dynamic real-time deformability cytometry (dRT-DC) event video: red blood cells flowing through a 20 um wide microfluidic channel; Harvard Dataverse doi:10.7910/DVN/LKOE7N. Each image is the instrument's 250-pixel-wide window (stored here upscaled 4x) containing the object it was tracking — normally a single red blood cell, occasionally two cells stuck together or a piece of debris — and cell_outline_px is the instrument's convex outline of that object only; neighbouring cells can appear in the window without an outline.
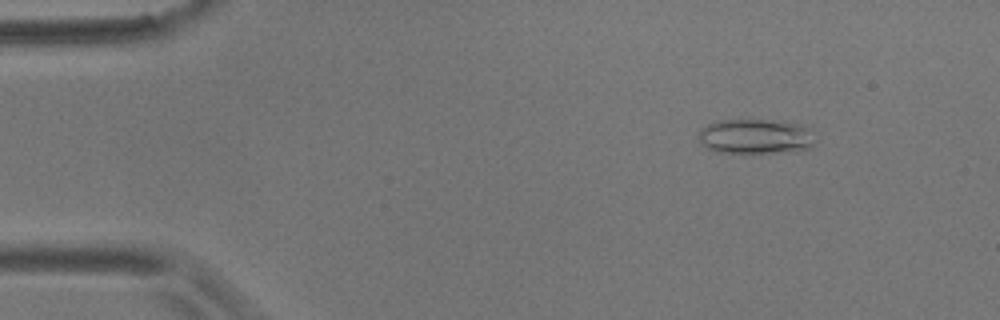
{"species": "common noctule bat (a hibernating species)", "species_latin": "Nyctalus noctula", "temperature_condition": "room temperature", "stored_images_in_passage": 55, "camera_frame_rate_fps": 3000, "um_per_image_px": 0.085, "animal": {"sex": "male", "body_mass_g": 17.9}, "frame": {"image": 1, "passage_image": 7, "time_ms": 2.0, "image_size_px": [1000, 320], "cell_outline_px": [[812, 148], [796, 152], [712, 152], [700, 140], [700, 128], [716, 120], [792, 120], [804, 124], [812, 128]], "centroid_in_image_um": [64.31, 11.57], "position_along_channel_um": 20.7, "area_um2": 24.16}}
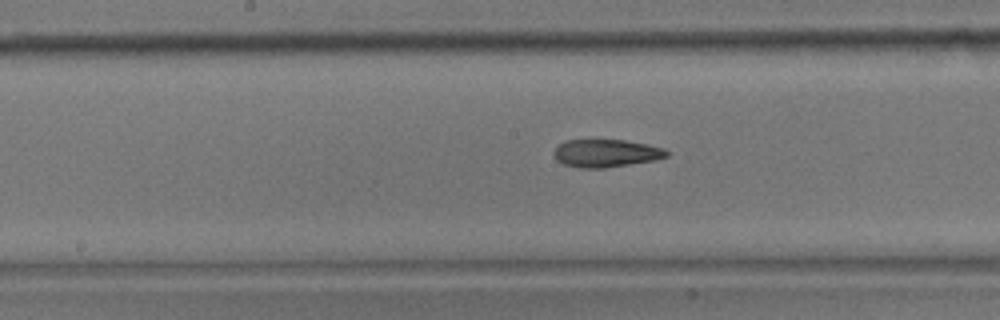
{"frame": {"image": 2, "passage_image": 28, "time_ms": 9.0, "image_size_px": [1000, 320], "cell_outline_px": [[668, 156], [656, 160], [604, 168], [580, 168], [564, 164], [556, 160], [552, 152], [564, 140], [624, 140], [664, 148], [668, 152]], "centroid_in_image_um": [51.49, 13.03], "position_along_channel_um": 196.7, "area_um2": 18.21}}
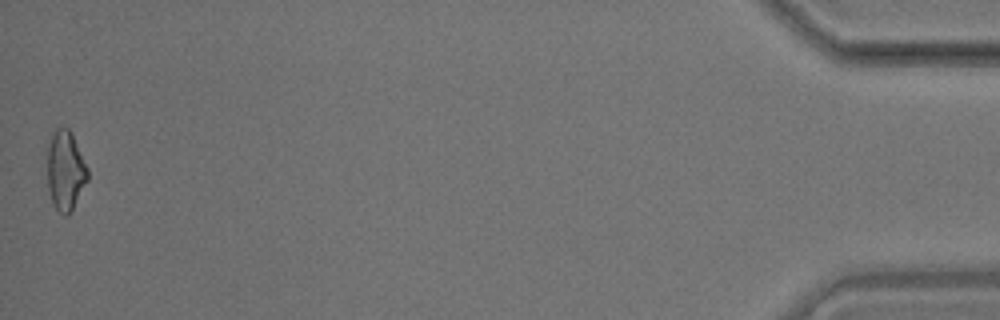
{"frame": {"image": 3, "passage_image": 55, "time_ms": 18.0, "image_size_px": [1000, 320], "cell_outline_px": [[88, 180], [68, 216], [64, 216], [52, 204], [48, 188], [48, 144], [56, 128], [68, 128], [72, 132], [88, 168]], "centroid_in_image_um": [5.57, 14.5], "position_along_channel_um": 429.6, "area_um2": 18.67}, "authors_computed_cell_mechanics": {"area_um2": 18.7272, "velocity_mm_per_s": 3.6293, "shape_relaxation_time_tau1_ms": 8.2265, "shape_relaxation_time_tau2_ms": 5.4978, "deformation_change_tau1": 0.191, "deformation_change_tau2": 0.1555}}